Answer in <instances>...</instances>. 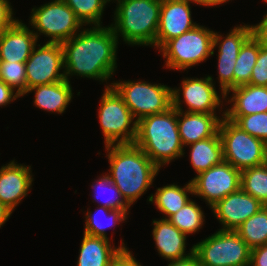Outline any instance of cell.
Listing matches in <instances>:
<instances>
[{
	"mask_svg": "<svg viewBox=\"0 0 267 266\" xmlns=\"http://www.w3.org/2000/svg\"><path fill=\"white\" fill-rule=\"evenodd\" d=\"M12 210H10L6 205L0 203V227L6 223V221L10 218L12 214Z\"/></svg>",
	"mask_w": 267,
	"mask_h": 266,
	"instance_id": "b9f144b4",
	"label": "cell"
},
{
	"mask_svg": "<svg viewBox=\"0 0 267 266\" xmlns=\"http://www.w3.org/2000/svg\"><path fill=\"white\" fill-rule=\"evenodd\" d=\"M30 20L32 27L37 29V32L34 31L37 38L39 31L49 36L51 39L48 42L51 43H63L71 39L83 25L63 0H53L39 8H33Z\"/></svg>",
	"mask_w": 267,
	"mask_h": 266,
	"instance_id": "30bf717a",
	"label": "cell"
},
{
	"mask_svg": "<svg viewBox=\"0 0 267 266\" xmlns=\"http://www.w3.org/2000/svg\"><path fill=\"white\" fill-rule=\"evenodd\" d=\"M105 146L110 163L108 175L131 206L152 185L159 168L134 144Z\"/></svg>",
	"mask_w": 267,
	"mask_h": 266,
	"instance_id": "7a4b0ae2",
	"label": "cell"
},
{
	"mask_svg": "<svg viewBox=\"0 0 267 266\" xmlns=\"http://www.w3.org/2000/svg\"><path fill=\"white\" fill-rule=\"evenodd\" d=\"M94 183H95V185L93 184V186H91V187L96 189L95 191H99L97 189H100L104 193H105V191H107V192L109 191L111 194V195L109 194L110 197H108L107 199H104V202H102L101 206L107 207L111 210H129L130 205L123 198L121 191L112 182L111 177L108 174H105L104 176L99 178ZM100 192L101 191H99V193ZM99 193L98 194L96 193V196L99 195ZM96 196H95L94 200L98 197V196L97 197ZM96 200H98V198Z\"/></svg>",
	"mask_w": 267,
	"mask_h": 266,
	"instance_id": "836d02e7",
	"label": "cell"
},
{
	"mask_svg": "<svg viewBox=\"0 0 267 266\" xmlns=\"http://www.w3.org/2000/svg\"><path fill=\"white\" fill-rule=\"evenodd\" d=\"M18 97L21 96L17 93L14 94V90L0 80V107L10 104L11 101H14Z\"/></svg>",
	"mask_w": 267,
	"mask_h": 266,
	"instance_id": "f35d334b",
	"label": "cell"
},
{
	"mask_svg": "<svg viewBox=\"0 0 267 266\" xmlns=\"http://www.w3.org/2000/svg\"><path fill=\"white\" fill-rule=\"evenodd\" d=\"M168 220L184 234H192L198 231L204 224V213L192 200H189L183 208L171 215Z\"/></svg>",
	"mask_w": 267,
	"mask_h": 266,
	"instance_id": "f1b7e54d",
	"label": "cell"
},
{
	"mask_svg": "<svg viewBox=\"0 0 267 266\" xmlns=\"http://www.w3.org/2000/svg\"><path fill=\"white\" fill-rule=\"evenodd\" d=\"M35 91L34 105L48 112L62 114L72 99V87L66 79L57 83L28 88L26 93Z\"/></svg>",
	"mask_w": 267,
	"mask_h": 266,
	"instance_id": "603a6c76",
	"label": "cell"
},
{
	"mask_svg": "<svg viewBox=\"0 0 267 266\" xmlns=\"http://www.w3.org/2000/svg\"><path fill=\"white\" fill-rule=\"evenodd\" d=\"M98 113L106 145L134 143L137 121L133 122L135 118L130 109L112 85L106 86Z\"/></svg>",
	"mask_w": 267,
	"mask_h": 266,
	"instance_id": "ba28073f",
	"label": "cell"
},
{
	"mask_svg": "<svg viewBox=\"0 0 267 266\" xmlns=\"http://www.w3.org/2000/svg\"><path fill=\"white\" fill-rule=\"evenodd\" d=\"M30 167L13 160L0 168V203L12 211L31 189L33 178Z\"/></svg>",
	"mask_w": 267,
	"mask_h": 266,
	"instance_id": "e0dca14e",
	"label": "cell"
},
{
	"mask_svg": "<svg viewBox=\"0 0 267 266\" xmlns=\"http://www.w3.org/2000/svg\"><path fill=\"white\" fill-rule=\"evenodd\" d=\"M193 194V185L189 181L185 187H180L176 184H170L157 188L155 195H150L149 201L154 202L157 209L163 214H166L168 219L171 215L178 212L190 200L188 193Z\"/></svg>",
	"mask_w": 267,
	"mask_h": 266,
	"instance_id": "d4e9b609",
	"label": "cell"
},
{
	"mask_svg": "<svg viewBox=\"0 0 267 266\" xmlns=\"http://www.w3.org/2000/svg\"><path fill=\"white\" fill-rule=\"evenodd\" d=\"M153 238L158 253L167 259L181 260L189 257L194 253V246L190 249V253L185 254L186 250V234L176 228L168 219L153 220Z\"/></svg>",
	"mask_w": 267,
	"mask_h": 266,
	"instance_id": "ffe728a7",
	"label": "cell"
},
{
	"mask_svg": "<svg viewBox=\"0 0 267 266\" xmlns=\"http://www.w3.org/2000/svg\"><path fill=\"white\" fill-rule=\"evenodd\" d=\"M0 80L16 93L24 96L27 90V79L25 72V62L0 61Z\"/></svg>",
	"mask_w": 267,
	"mask_h": 266,
	"instance_id": "1f68e13d",
	"label": "cell"
},
{
	"mask_svg": "<svg viewBox=\"0 0 267 266\" xmlns=\"http://www.w3.org/2000/svg\"><path fill=\"white\" fill-rule=\"evenodd\" d=\"M193 194L202 197L210 208L241 188V171L226 161L201 172L192 180Z\"/></svg>",
	"mask_w": 267,
	"mask_h": 266,
	"instance_id": "8fae6325",
	"label": "cell"
},
{
	"mask_svg": "<svg viewBox=\"0 0 267 266\" xmlns=\"http://www.w3.org/2000/svg\"><path fill=\"white\" fill-rule=\"evenodd\" d=\"M111 27L129 45H153L158 32L161 0H117Z\"/></svg>",
	"mask_w": 267,
	"mask_h": 266,
	"instance_id": "277c9868",
	"label": "cell"
},
{
	"mask_svg": "<svg viewBox=\"0 0 267 266\" xmlns=\"http://www.w3.org/2000/svg\"><path fill=\"white\" fill-rule=\"evenodd\" d=\"M222 117L218 133L223 147L224 161L240 171L265 164L267 144L225 118V113Z\"/></svg>",
	"mask_w": 267,
	"mask_h": 266,
	"instance_id": "5b68a950",
	"label": "cell"
},
{
	"mask_svg": "<svg viewBox=\"0 0 267 266\" xmlns=\"http://www.w3.org/2000/svg\"><path fill=\"white\" fill-rule=\"evenodd\" d=\"M261 44L251 35L241 46L234 66V87L248 84Z\"/></svg>",
	"mask_w": 267,
	"mask_h": 266,
	"instance_id": "484cf974",
	"label": "cell"
},
{
	"mask_svg": "<svg viewBox=\"0 0 267 266\" xmlns=\"http://www.w3.org/2000/svg\"><path fill=\"white\" fill-rule=\"evenodd\" d=\"M194 246L201 266H249L251 248L236 231L219 230Z\"/></svg>",
	"mask_w": 267,
	"mask_h": 266,
	"instance_id": "52a82bcc",
	"label": "cell"
},
{
	"mask_svg": "<svg viewBox=\"0 0 267 266\" xmlns=\"http://www.w3.org/2000/svg\"><path fill=\"white\" fill-rule=\"evenodd\" d=\"M249 266H267V244L251 249Z\"/></svg>",
	"mask_w": 267,
	"mask_h": 266,
	"instance_id": "8d00e7d4",
	"label": "cell"
},
{
	"mask_svg": "<svg viewBox=\"0 0 267 266\" xmlns=\"http://www.w3.org/2000/svg\"><path fill=\"white\" fill-rule=\"evenodd\" d=\"M36 50L25 62L27 89L39 85L57 83L65 80L63 48L61 43L47 42Z\"/></svg>",
	"mask_w": 267,
	"mask_h": 266,
	"instance_id": "7c38bea8",
	"label": "cell"
},
{
	"mask_svg": "<svg viewBox=\"0 0 267 266\" xmlns=\"http://www.w3.org/2000/svg\"><path fill=\"white\" fill-rule=\"evenodd\" d=\"M252 35L261 45L267 47V13L259 24L252 26Z\"/></svg>",
	"mask_w": 267,
	"mask_h": 266,
	"instance_id": "74e56055",
	"label": "cell"
},
{
	"mask_svg": "<svg viewBox=\"0 0 267 266\" xmlns=\"http://www.w3.org/2000/svg\"><path fill=\"white\" fill-rule=\"evenodd\" d=\"M214 32L197 25L190 31L167 41L159 52L166 59V67L185 70L214 54L212 50Z\"/></svg>",
	"mask_w": 267,
	"mask_h": 266,
	"instance_id": "8992f818",
	"label": "cell"
},
{
	"mask_svg": "<svg viewBox=\"0 0 267 266\" xmlns=\"http://www.w3.org/2000/svg\"><path fill=\"white\" fill-rule=\"evenodd\" d=\"M189 145H191L190 161L197 175L224 161L219 133Z\"/></svg>",
	"mask_w": 267,
	"mask_h": 266,
	"instance_id": "cb8c5ba5",
	"label": "cell"
},
{
	"mask_svg": "<svg viewBox=\"0 0 267 266\" xmlns=\"http://www.w3.org/2000/svg\"><path fill=\"white\" fill-rule=\"evenodd\" d=\"M177 122L181 142L183 146H187L215 136L219 131L221 119L215 113H192L177 110Z\"/></svg>",
	"mask_w": 267,
	"mask_h": 266,
	"instance_id": "d6986e66",
	"label": "cell"
},
{
	"mask_svg": "<svg viewBox=\"0 0 267 266\" xmlns=\"http://www.w3.org/2000/svg\"><path fill=\"white\" fill-rule=\"evenodd\" d=\"M241 189L267 206V162L241 171Z\"/></svg>",
	"mask_w": 267,
	"mask_h": 266,
	"instance_id": "83f0119b",
	"label": "cell"
},
{
	"mask_svg": "<svg viewBox=\"0 0 267 266\" xmlns=\"http://www.w3.org/2000/svg\"><path fill=\"white\" fill-rule=\"evenodd\" d=\"M195 4H199L202 6H215L220 5L222 3H226L229 0H191Z\"/></svg>",
	"mask_w": 267,
	"mask_h": 266,
	"instance_id": "7bdbcfd3",
	"label": "cell"
},
{
	"mask_svg": "<svg viewBox=\"0 0 267 266\" xmlns=\"http://www.w3.org/2000/svg\"><path fill=\"white\" fill-rule=\"evenodd\" d=\"M121 243L116 248L110 244L109 239L84 233L77 266H111L124 251L129 250Z\"/></svg>",
	"mask_w": 267,
	"mask_h": 266,
	"instance_id": "44dd1931",
	"label": "cell"
},
{
	"mask_svg": "<svg viewBox=\"0 0 267 266\" xmlns=\"http://www.w3.org/2000/svg\"><path fill=\"white\" fill-rule=\"evenodd\" d=\"M252 35V26L240 25L231 30V32L223 39L220 34L214 32L212 50L216 46L218 50V70L219 83L221 93L225 99V94L234 88V66L238 58L241 46Z\"/></svg>",
	"mask_w": 267,
	"mask_h": 266,
	"instance_id": "4fadbf2b",
	"label": "cell"
},
{
	"mask_svg": "<svg viewBox=\"0 0 267 266\" xmlns=\"http://www.w3.org/2000/svg\"><path fill=\"white\" fill-rule=\"evenodd\" d=\"M264 205L241 188L227 195L211 207L221 230L235 231L244 221L256 214Z\"/></svg>",
	"mask_w": 267,
	"mask_h": 266,
	"instance_id": "2e32d148",
	"label": "cell"
},
{
	"mask_svg": "<svg viewBox=\"0 0 267 266\" xmlns=\"http://www.w3.org/2000/svg\"><path fill=\"white\" fill-rule=\"evenodd\" d=\"M123 98L136 121L172 108V88L142 81H122L111 83Z\"/></svg>",
	"mask_w": 267,
	"mask_h": 266,
	"instance_id": "9c48e42d",
	"label": "cell"
},
{
	"mask_svg": "<svg viewBox=\"0 0 267 266\" xmlns=\"http://www.w3.org/2000/svg\"><path fill=\"white\" fill-rule=\"evenodd\" d=\"M11 7L8 0H0V34L17 21L12 17L13 11Z\"/></svg>",
	"mask_w": 267,
	"mask_h": 266,
	"instance_id": "d590c367",
	"label": "cell"
},
{
	"mask_svg": "<svg viewBox=\"0 0 267 266\" xmlns=\"http://www.w3.org/2000/svg\"><path fill=\"white\" fill-rule=\"evenodd\" d=\"M33 30L17 21L0 34V61L26 62L37 43Z\"/></svg>",
	"mask_w": 267,
	"mask_h": 266,
	"instance_id": "ac0fdd59",
	"label": "cell"
},
{
	"mask_svg": "<svg viewBox=\"0 0 267 266\" xmlns=\"http://www.w3.org/2000/svg\"><path fill=\"white\" fill-rule=\"evenodd\" d=\"M254 86L267 87V47L261 45L259 55L253 67L250 82Z\"/></svg>",
	"mask_w": 267,
	"mask_h": 266,
	"instance_id": "e575fe53",
	"label": "cell"
},
{
	"mask_svg": "<svg viewBox=\"0 0 267 266\" xmlns=\"http://www.w3.org/2000/svg\"><path fill=\"white\" fill-rule=\"evenodd\" d=\"M75 13L82 24L101 26V17L110 0H63Z\"/></svg>",
	"mask_w": 267,
	"mask_h": 266,
	"instance_id": "4dcf8cb0",
	"label": "cell"
},
{
	"mask_svg": "<svg viewBox=\"0 0 267 266\" xmlns=\"http://www.w3.org/2000/svg\"><path fill=\"white\" fill-rule=\"evenodd\" d=\"M180 90L185 104L187 105V112L192 113H215L216 108L222 101L215 90L213 79L207 76L203 79L186 78L182 81L181 89H172V107L178 111H182L180 101Z\"/></svg>",
	"mask_w": 267,
	"mask_h": 266,
	"instance_id": "5bb4252c",
	"label": "cell"
},
{
	"mask_svg": "<svg viewBox=\"0 0 267 266\" xmlns=\"http://www.w3.org/2000/svg\"><path fill=\"white\" fill-rule=\"evenodd\" d=\"M61 45L67 81L74 74L106 81L116 69L118 39L111 26L83 29Z\"/></svg>",
	"mask_w": 267,
	"mask_h": 266,
	"instance_id": "6da1fadb",
	"label": "cell"
},
{
	"mask_svg": "<svg viewBox=\"0 0 267 266\" xmlns=\"http://www.w3.org/2000/svg\"><path fill=\"white\" fill-rule=\"evenodd\" d=\"M100 211L103 212L104 215L108 214L107 219L109 218L111 222L108 221L107 224L102 223L98 218V214L101 213ZM128 211L129 210H111L107 207L100 206L95 214H92V212H87L85 215L86 223L84 233L90 236L109 239L106 235V228L111 227V225H116L117 222H119L120 224L121 221H125L128 215Z\"/></svg>",
	"mask_w": 267,
	"mask_h": 266,
	"instance_id": "f546056e",
	"label": "cell"
},
{
	"mask_svg": "<svg viewBox=\"0 0 267 266\" xmlns=\"http://www.w3.org/2000/svg\"><path fill=\"white\" fill-rule=\"evenodd\" d=\"M235 231L251 249L267 244V206L244 221Z\"/></svg>",
	"mask_w": 267,
	"mask_h": 266,
	"instance_id": "4316f807",
	"label": "cell"
},
{
	"mask_svg": "<svg viewBox=\"0 0 267 266\" xmlns=\"http://www.w3.org/2000/svg\"><path fill=\"white\" fill-rule=\"evenodd\" d=\"M191 0H161L158 32L154 46L161 48L167 41L190 31L198 24L191 19Z\"/></svg>",
	"mask_w": 267,
	"mask_h": 266,
	"instance_id": "9a60e30c",
	"label": "cell"
},
{
	"mask_svg": "<svg viewBox=\"0 0 267 266\" xmlns=\"http://www.w3.org/2000/svg\"><path fill=\"white\" fill-rule=\"evenodd\" d=\"M168 266H201L197 256L193 253L187 258L181 260H171Z\"/></svg>",
	"mask_w": 267,
	"mask_h": 266,
	"instance_id": "60d3db41",
	"label": "cell"
},
{
	"mask_svg": "<svg viewBox=\"0 0 267 266\" xmlns=\"http://www.w3.org/2000/svg\"><path fill=\"white\" fill-rule=\"evenodd\" d=\"M133 144L139 147L158 168L184 155L177 110L172 107L164 113L139 119Z\"/></svg>",
	"mask_w": 267,
	"mask_h": 266,
	"instance_id": "3957f363",
	"label": "cell"
},
{
	"mask_svg": "<svg viewBox=\"0 0 267 266\" xmlns=\"http://www.w3.org/2000/svg\"><path fill=\"white\" fill-rule=\"evenodd\" d=\"M233 93L228 103L233 106L225 111V116H247L250 114L267 112V87L254 86L250 84L231 88Z\"/></svg>",
	"mask_w": 267,
	"mask_h": 266,
	"instance_id": "7402d4cb",
	"label": "cell"
},
{
	"mask_svg": "<svg viewBox=\"0 0 267 266\" xmlns=\"http://www.w3.org/2000/svg\"><path fill=\"white\" fill-rule=\"evenodd\" d=\"M225 118L234 122L243 131L267 144V112L247 116H225Z\"/></svg>",
	"mask_w": 267,
	"mask_h": 266,
	"instance_id": "d6a6232c",
	"label": "cell"
},
{
	"mask_svg": "<svg viewBox=\"0 0 267 266\" xmlns=\"http://www.w3.org/2000/svg\"><path fill=\"white\" fill-rule=\"evenodd\" d=\"M111 266H142L130 251H124Z\"/></svg>",
	"mask_w": 267,
	"mask_h": 266,
	"instance_id": "ab89813d",
	"label": "cell"
}]
</instances>
